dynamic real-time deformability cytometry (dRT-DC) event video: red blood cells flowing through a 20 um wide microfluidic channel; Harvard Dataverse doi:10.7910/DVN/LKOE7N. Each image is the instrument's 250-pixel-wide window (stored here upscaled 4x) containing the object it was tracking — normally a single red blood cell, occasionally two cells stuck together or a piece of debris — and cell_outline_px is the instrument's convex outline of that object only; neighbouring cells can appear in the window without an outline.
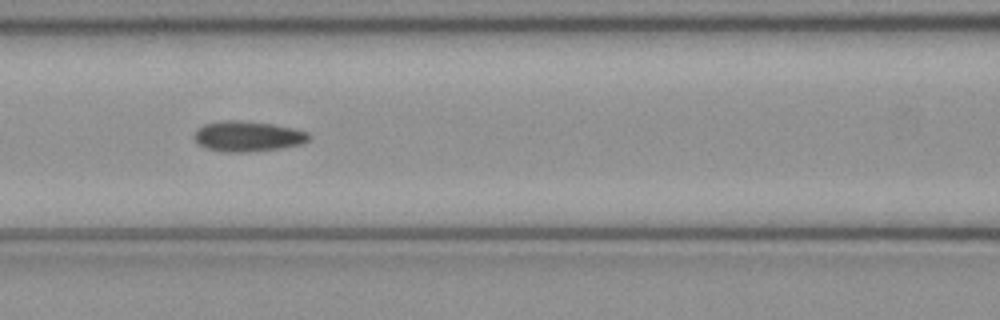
{"species": "common noctule bat (a hibernating species)", "species_latin": "Nyctalus noctula", "temperature_condition": "cold", "stored_images_in_passage": 46, "camera_frame_rate_fps": 3000, "um_per_image_px": 0.085, "animal": {"sex": "female", "body_mass_g": 21.9}, "frame": {"image": 1, "passage_image": 17, "time_ms": 5.333, "image_size_px": [1000, 320], "cell_outline_px": [[308, 140], [300, 144], [284, 148], [248, 152], [220, 152], [196, 144], [192, 136], [196, 128], [204, 124], [224, 120], [240, 120], [272, 124], [292, 128], [308, 132]], "centroid_in_image_um": [20.98, 11.59], "position_along_channel_um": 145.6, "area_um2": 20.52}}
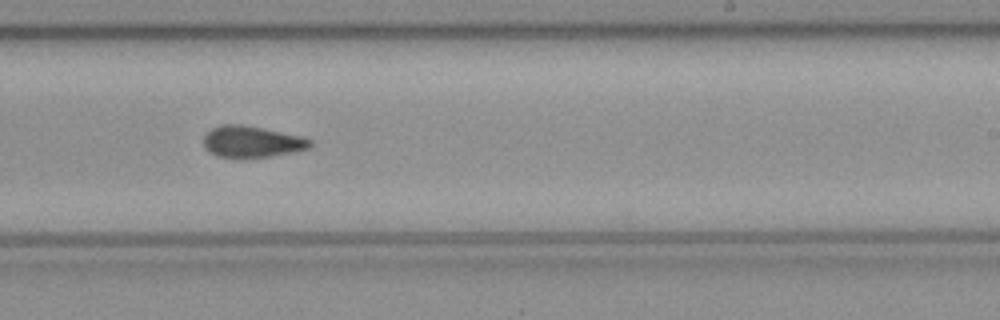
{"frame": {"image": 2, "passage_image": 26, "time_ms": 8.333, "image_size_px": [1000, 320], "cell_outline_px": [[312, 144], [308, 148], [292, 152], [272, 156], [244, 160], [236, 160], [216, 156], [204, 148], [204, 136], [212, 128], [224, 124], [244, 124], [304, 136], [312, 140]], "centroid_in_image_um": [21.4, 12.07], "position_along_channel_um": 267.6, "area_um2": 20.23}}
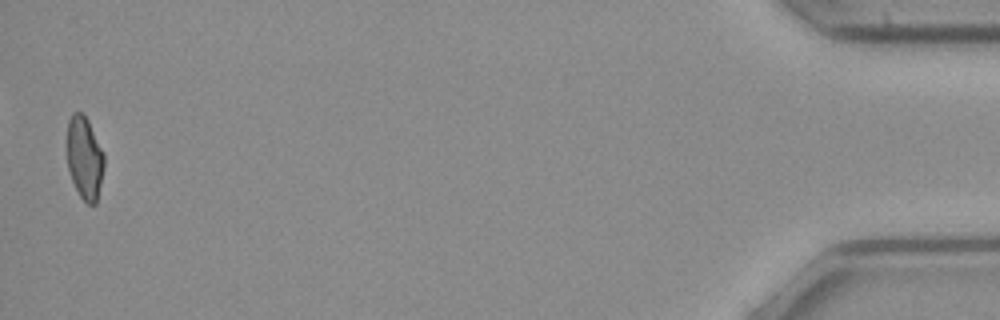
{"frame": {"image": 3, "passage_image": 45, "time_ms": 14.667, "image_size_px": [1000, 320], "cell_outline_px": [[104, 168], [96, 204], [88, 204], [80, 196], [72, 180], [68, 168], [68, 120], [72, 112], [84, 112], [104, 152]], "centroid_in_image_um": [7.2, 13.4], "position_along_channel_um": 428.0, "area_um2": 17.86}, "authors_computed_cell_mechanics": {"area_um2": 19.7387, "velocity_mm_per_s": 4.0737, "shape_relaxation_time_tau1_ms": null, "shape_relaxation_time_tau2_ms": 6.8359, "deformation_change_tau1": null, "deformation_change_tau2": 0.1409}}